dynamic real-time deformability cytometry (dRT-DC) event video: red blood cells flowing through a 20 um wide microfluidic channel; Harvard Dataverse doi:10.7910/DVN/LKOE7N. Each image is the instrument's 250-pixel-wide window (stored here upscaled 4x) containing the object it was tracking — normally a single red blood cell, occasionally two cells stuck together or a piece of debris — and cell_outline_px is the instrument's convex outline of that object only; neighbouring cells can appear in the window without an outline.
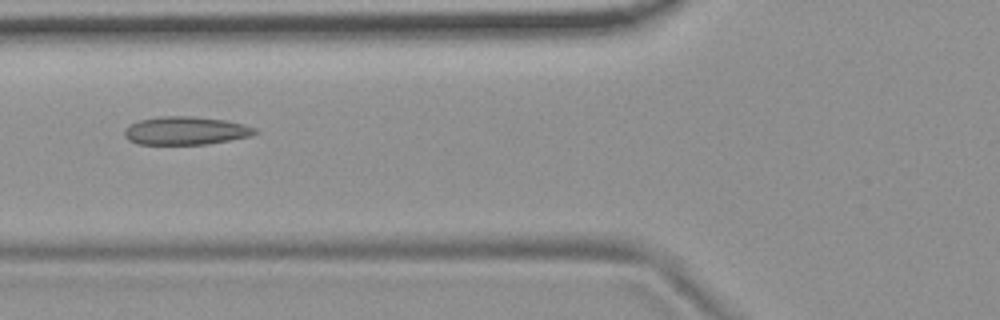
{"species": "common noctule bat (a hibernating species)", "species_latin": "Nyctalus noctula", "temperature_condition": "room temperature", "stored_images_in_passage": 54, "camera_frame_rate_fps": 3000, "um_per_image_px": 0.085, "animal": {"sex": "female", "body_mass_g": 19.9}, "frame": {"image": 1, "passage_image": 21, "time_ms": 6.667, "image_size_px": [1000, 320], "cell_outline_px": [[260, 132], [252, 136], [208, 144], [136, 144], [128, 140], [124, 136], [124, 128], [128, 124], [140, 120], [160, 116], [192, 116], [224, 120], [244, 124], [256, 128]], "centroid_in_image_um": [15.78, 11.11], "position_along_channel_um": 110.0, "area_um2": 21.68}}
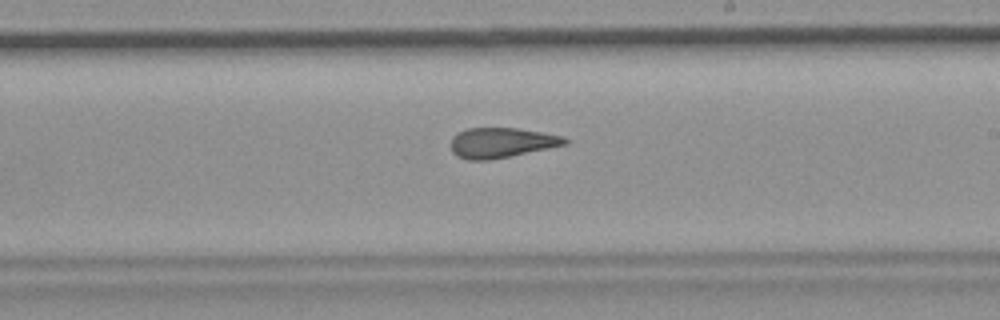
{"frame": {"image": 2, "passage_image": 32, "time_ms": 10.333, "image_size_px": [1000, 320], "cell_outline_px": [[568, 144], [488, 160], [468, 160], [456, 156], [452, 152], [452, 136], [468, 128], [516, 128], [564, 136], [568, 140]], "centroid_in_image_um": [42.61, 12.13], "position_along_channel_um": 246.4, "area_um2": 19.71}}
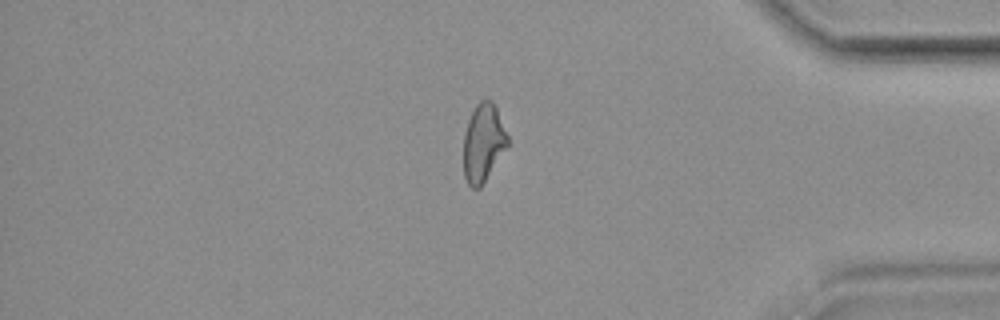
{"frame": {"image": 3, "passage_image": 46, "time_ms": 15.0, "image_size_px": [1000, 320], "cell_outline_px": [[508, 144], [480, 188], [472, 188], [468, 184], [464, 176], [464, 132], [468, 120], [476, 104], [484, 96], [492, 100], [496, 108], [508, 136]], "centroid_in_image_um": [41.06, 12.1], "position_along_channel_um": 394.1, "area_um2": 19.88}, "authors_computed_cell_mechanics": {"area_um2": 21.2415, "velocity_mm_per_s": 3.7308, "shape_relaxation_time_tau1_ms": null, "shape_relaxation_time_tau2_ms": 1.9817, "deformation_change_tau1": null, "deformation_change_tau2": 0.1064}}